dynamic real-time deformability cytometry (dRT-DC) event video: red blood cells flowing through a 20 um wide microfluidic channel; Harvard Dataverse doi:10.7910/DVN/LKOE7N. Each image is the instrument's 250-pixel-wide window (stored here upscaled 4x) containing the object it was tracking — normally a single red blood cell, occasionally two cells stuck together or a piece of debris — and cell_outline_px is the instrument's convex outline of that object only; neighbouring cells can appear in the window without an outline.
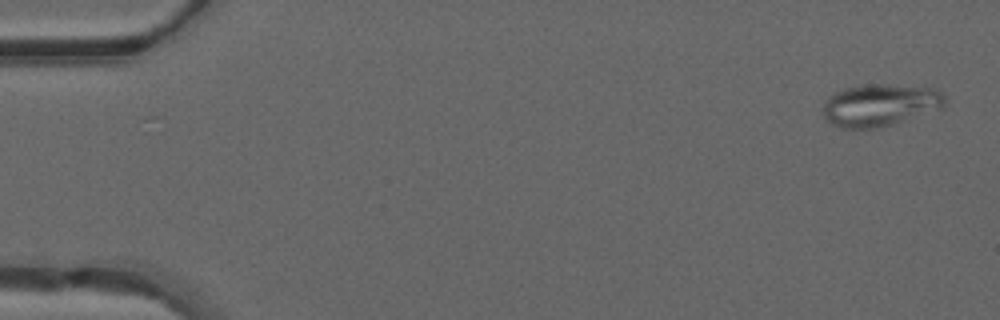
{"species": "common noctule bat (a hibernating species)", "species_latin": "Nyctalus noctula", "temperature_condition": "warm", "stored_images_in_passage": 49, "camera_frame_rate_fps": 3000, "um_per_image_px": 0.085, "animal": {"sex": "male", "forearm_length_mm": 52.5}, "frame": {"image": 1, "passage_image": 2, "time_ms": 0.333, "image_size_px": [1000, 320], "cell_outline_px": [[944, 108], [876, 128], [844, 128], [832, 124], [824, 116], [824, 100], [836, 92], [844, 88], [872, 84], [884, 84], [936, 88], [944, 96]], "centroid_in_image_um": [74.81, 8.92], "position_along_channel_um": 10.2, "area_um2": 29.59}}
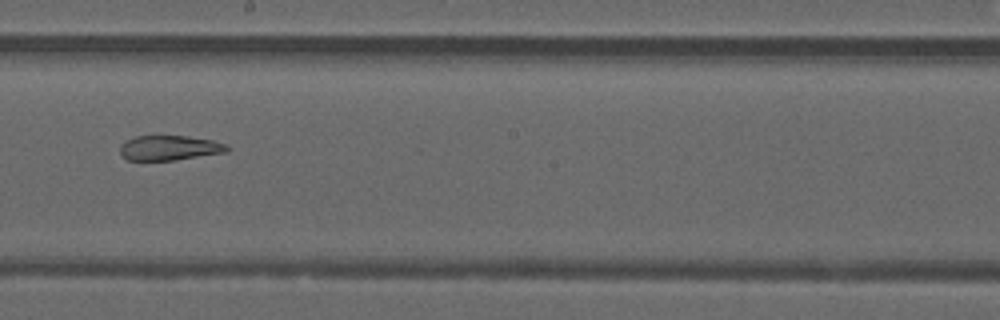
{"frame": {"image": 2, "passage_image": 28, "time_ms": 9.0, "image_size_px": [1000, 320], "cell_outline_px": [[228, 152], [172, 160], [128, 160], [120, 152], [120, 144], [124, 140], [136, 136], [188, 136], [212, 140], [224, 144], [228, 148]], "centroid_in_image_um": [14.36, 12.56], "position_along_channel_um": 233.8, "area_um2": 15.37}}
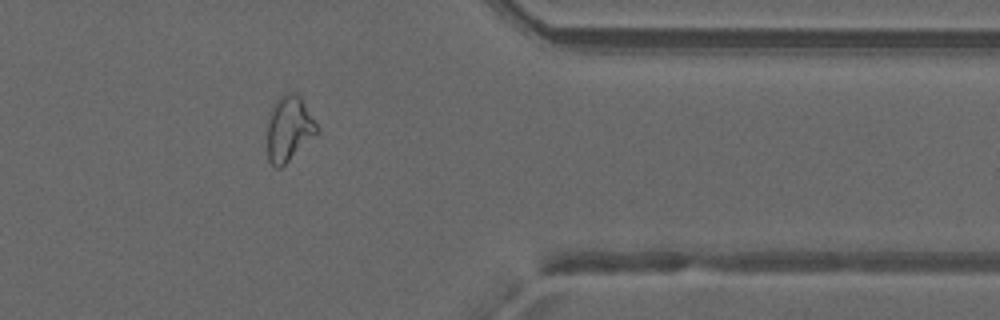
{"frame": {"image": 3, "passage_image": 40, "time_ms": 13.0, "image_size_px": [1000, 320], "cell_outline_px": [[320, 132], [280, 168], [276, 168], [268, 160], [268, 116], [272, 104], [284, 92], [296, 92], [300, 96], [320, 128]], "centroid_in_image_um": [24.58, 10.9], "position_along_channel_um": 386.8, "area_um2": 19.13}, "authors_computed_cell_mechanics": {"area_um2": 21.3282, "velocity_mm_per_s": 4.2111, "shape_relaxation_time_tau1_ms": null, "shape_relaxation_time_tau2_ms": 3.8402, "deformation_change_tau1": null, "deformation_change_tau2": 0.1256}}